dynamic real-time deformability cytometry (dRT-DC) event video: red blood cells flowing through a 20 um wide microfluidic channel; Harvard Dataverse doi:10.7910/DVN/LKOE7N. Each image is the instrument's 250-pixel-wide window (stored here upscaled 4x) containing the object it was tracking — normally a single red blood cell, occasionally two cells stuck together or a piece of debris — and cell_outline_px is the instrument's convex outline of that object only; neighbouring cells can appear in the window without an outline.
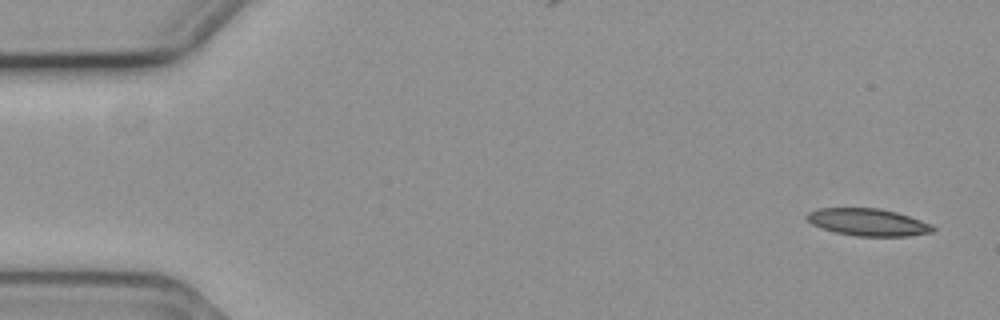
{"species": "common noctule bat (a hibernating species)", "species_latin": "Nyctalus noctula", "temperature_condition": "cold", "stored_images_in_passage": 5, "camera_frame_rate_fps": 3000, "um_per_image_px": 0.085, "animal": {"sex": "female", "body_mass_g": 19.3, "forearm_length_mm": 54.1}, "frame": {"image": 1, "passage_image": 1, "time_ms": 0.0, "image_size_px": [1000, 320], "cell_outline_px": [[936, 228], [932, 232], [908, 236], [856, 236], [836, 232], [812, 224], [804, 216], [808, 212], [816, 208], [880, 208], [896, 212], [932, 224]], "centroid_in_image_um": [73.77, 18.88], "position_along_channel_um": 11.2, "area_um2": 19.94}}
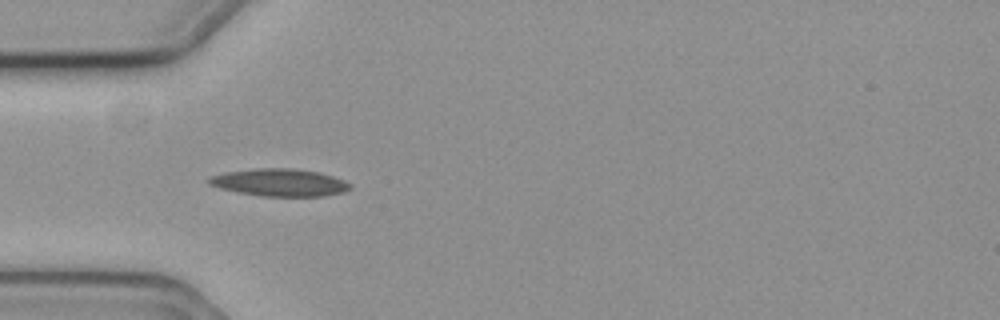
{"frame": {"image": 2, "passage_image": 5, "time_ms": 1.333, "image_size_px": [1000, 320], "cell_outline_px": [[352, 188], [344, 192], [324, 196], [260, 196], [236, 192], [220, 188], [208, 184], [208, 180], [212, 176], [224, 172], [256, 168], [288, 168], [320, 172], [344, 180], [352, 184]], "centroid_in_image_um": [23.79, 15.51], "position_along_channel_um": 61.2, "area_um2": 22.66}}